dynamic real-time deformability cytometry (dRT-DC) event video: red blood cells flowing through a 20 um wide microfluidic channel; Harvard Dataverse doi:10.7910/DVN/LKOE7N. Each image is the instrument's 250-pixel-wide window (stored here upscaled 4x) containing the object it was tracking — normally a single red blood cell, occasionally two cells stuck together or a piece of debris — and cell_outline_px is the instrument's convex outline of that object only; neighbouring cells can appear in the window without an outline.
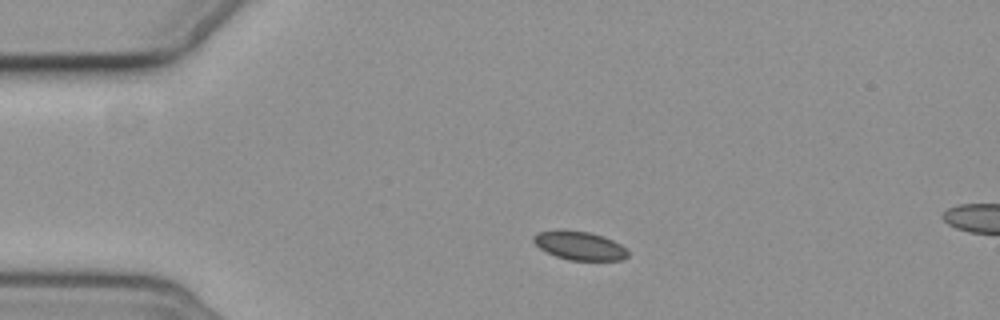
{"species": "common noctule bat (a hibernating species)", "species_latin": "Nyctalus noctula", "temperature_condition": "cold", "stored_images_in_passage": 4, "camera_frame_rate_fps": 3000, "um_per_image_px": 0.085, "animal": {"sex": "female", "body_mass_g": 19.3, "forearm_length_mm": 54.1}, "frame": {"image": 1, "passage_image": 2, "time_ms": 1.333, "image_size_px": [1000, 320], "cell_outline_px": [[628, 256], [624, 260], [568, 260], [556, 256], [540, 248], [532, 240], [532, 236], [536, 232], [556, 228], [564, 228], [588, 232], [604, 236], [620, 244], [628, 252]], "centroid_in_image_um": [49.21, 20.84], "position_along_channel_um": 35.8, "area_um2": 16.07}}